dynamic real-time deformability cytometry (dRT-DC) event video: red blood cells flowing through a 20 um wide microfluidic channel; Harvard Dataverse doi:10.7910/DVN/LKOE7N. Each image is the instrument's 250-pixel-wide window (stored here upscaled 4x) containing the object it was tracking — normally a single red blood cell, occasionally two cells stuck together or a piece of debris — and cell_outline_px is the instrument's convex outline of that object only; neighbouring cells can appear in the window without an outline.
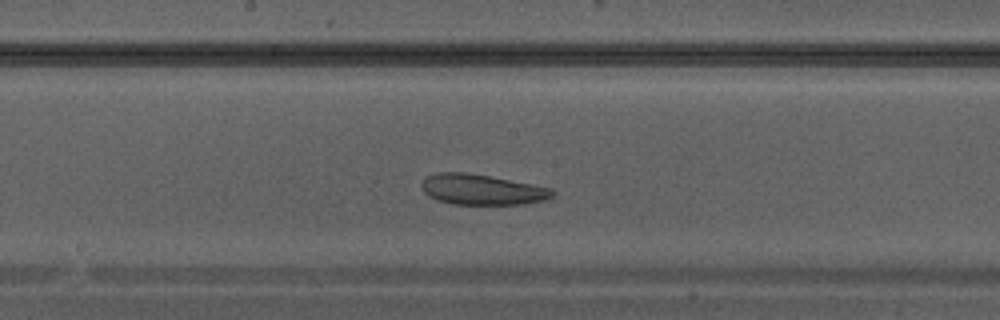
{"species": "Egyptian fruit bat (a non-hibernating species)", "species_latin": "Rousettus aegyptiacus", "temperature_condition": "warm", "stored_images_in_passage": 30, "camera_frame_rate_fps": 3000, "um_per_image_px": 0.085, "animal": {"sex": "male"}, "frame": {"image": 1, "passage_image": 13, "time_ms": 4.0, "image_size_px": [1000, 320], "cell_outline_px": [[556, 192], [548, 200], [524, 204], [452, 204], [428, 196], [424, 192], [420, 184], [424, 176], [436, 172], [464, 172], [488, 176], [532, 184], [552, 188]], "centroid_in_image_um": [40.95, 16.11], "position_along_channel_um": 207.2, "area_um2": 23.35}}